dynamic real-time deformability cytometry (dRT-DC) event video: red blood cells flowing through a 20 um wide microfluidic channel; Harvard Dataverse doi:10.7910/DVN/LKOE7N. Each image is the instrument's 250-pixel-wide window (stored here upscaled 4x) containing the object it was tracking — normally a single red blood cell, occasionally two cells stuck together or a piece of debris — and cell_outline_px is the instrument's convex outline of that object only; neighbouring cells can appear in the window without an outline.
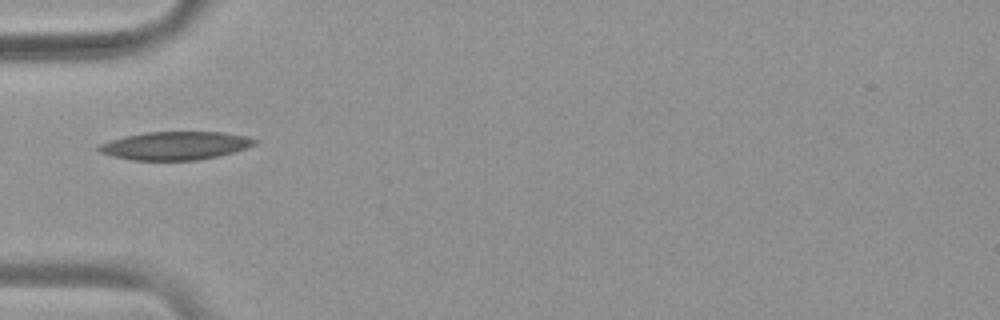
{"species": "common noctule bat (a hibernating species)", "species_latin": "Nyctalus noctula", "temperature_condition": "warm", "stored_images_in_passage": 38, "camera_frame_rate_fps": 3000, "um_per_image_px": 0.085, "animal": {"sex": "female", "body_mass_g": 19.9}, "frame": {"image": 1, "passage_image": 1, "time_ms": 0.0, "image_size_px": [1000, 320], "cell_outline_px": [[256, 144], [248, 148], [220, 156], [196, 160], [132, 160], [112, 156], [100, 152], [96, 148], [100, 144], [124, 136], [144, 132], [220, 132], [248, 136], [256, 140]], "centroid_in_image_um": [14.92, 12.38], "position_along_channel_um": 70.1, "area_um2": 25.66}}
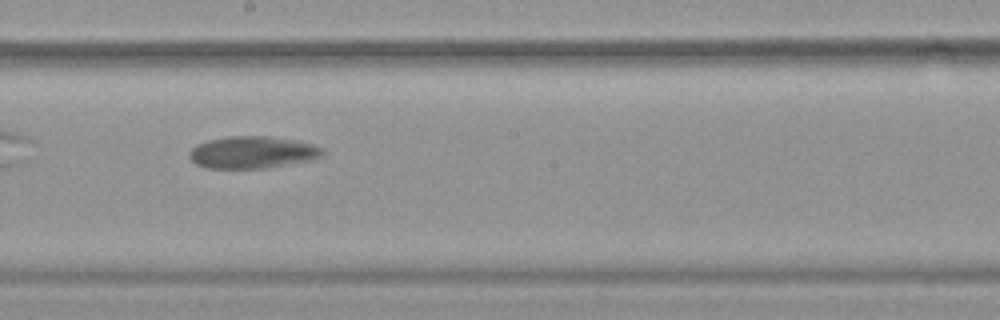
{"frame": {"image": 2, "passage_image": 14, "time_ms": 4.333, "image_size_px": [1000, 320], "cell_outline_px": [[324, 156], [308, 160], [264, 168], [204, 168], [196, 164], [188, 156], [188, 152], [196, 144], [208, 140], [228, 136], [268, 136], [292, 140], [312, 144], [324, 148]], "centroid_in_image_um": [21.42, 12.94], "position_along_channel_um": 226.8, "area_um2": 24.85}}
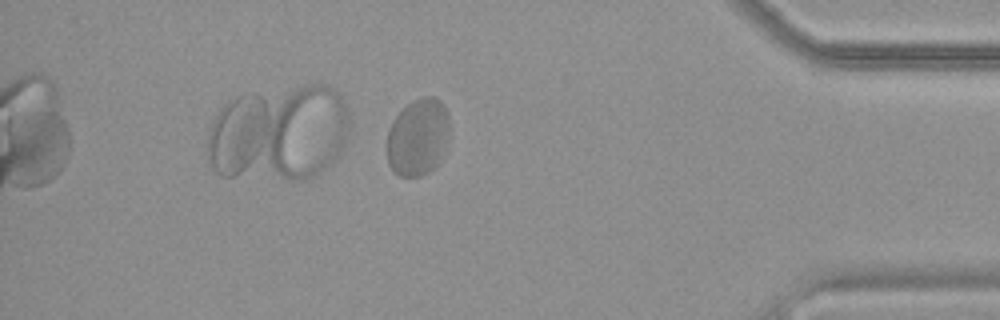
{"frame": {"image": 3, "passage_image": 31, "time_ms": 10.0, "image_size_px": [1000, 320], "cell_outline_px": [[448, 136], [440, 160], [428, 172], [420, 176], [400, 176], [388, 164], [388, 128], [392, 120], [412, 100], [424, 96], [436, 96], [444, 104], [448, 116]], "centroid_in_image_um": [35.52, 11.62], "position_along_channel_um": 399.7, "area_um2": 27.92}, "authors_computed_cell_mechanics": {"area_um2": 26.8192, "velocity_mm_per_s": 3.6394, "shape_relaxation_time_tau1_ms": 6.1994, "shape_relaxation_time_tau2_ms": null, "deformation_change_tau1": 0.1463, "deformation_change_tau2": null}}